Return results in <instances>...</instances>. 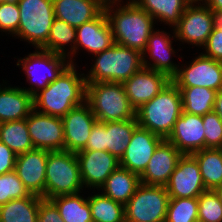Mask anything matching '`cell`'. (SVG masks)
Masks as SVG:
<instances>
[{
    "label": "cell",
    "instance_id": "obj_1",
    "mask_svg": "<svg viewBox=\"0 0 222 222\" xmlns=\"http://www.w3.org/2000/svg\"><path fill=\"white\" fill-rule=\"evenodd\" d=\"M70 64L60 76L33 96V109L39 113L63 117L86 101L85 74Z\"/></svg>",
    "mask_w": 222,
    "mask_h": 222
},
{
    "label": "cell",
    "instance_id": "obj_2",
    "mask_svg": "<svg viewBox=\"0 0 222 222\" xmlns=\"http://www.w3.org/2000/svg\"><path fill=\"white\" fill-rule=\"evenodd\" d=\"M128 1L126 5L124 3L105 5L104 11L112 29L114 43L142 53L156 23L134 1Z\"/></svg>",
    "mask_w": 222,
    "mask_h": 222
},
{
    "label": "cell",
    "instance_id": "obj_3",
    "mask_svg": "<svg viewBox=\"0 0 222 222\" xmlns=\"http://www.w3.org/2000/svg\"><path fill=\"white\" fill-rule=\"evenodd\" d=\"M183 111L179 88L170 81L149 102L136 109L138 126L167 139Z\"/></svg>",
    "mask_w": 222,
    "mask_h": 222
},
{
    "label": "cell",
    "instance_id": "obj_4",
    "mask_svg": "<svg viewBox=\"0 0 222 222\" xmlns=\"http://www.w3.org/2000/svg\"><path fill=\"white\" fill-rule=\"evenodd\" d=\"M92 57L95 61L85 74L86 82L123 83L143 67L140 51L116 43Z\"/></svg>",
    "mask_w": 222,
    "mask_h": 222
},
{
    "label": "cell",
    "instance_id": "obj_5",
    "mask_svg": "<svg viewBox=\"0 0 222 222\" xmlns=\"http://www.w3.org/2000/svg\"><path fill=\"white\" fill-rule=\"evenodd\" d=\"M86 102L99 122L136 118L122 83L86 82Z\"/></svg>",
    "mask_w": 222,
    "mask_h": 222
},
{
    "label": "cell",
    "instance_id": "obj_6",
    "mask_svg": "<svg viewBox=\"0 0 222 222\" xmlns=\"http://www.w3.org/2000/svg\"><path fill=\"white\" fill-rule=\"evenodd\" d=\"M80 166L75 153L48 152L46 162L45 199L83 191Z\"/></svg>",
    "mask_w": 222,
    "mask_h": 222
},
{
    "label": "cell",
    "instance_id": "obj_7",
    "mask_svg": "<svg viewBox=\"0 0 222 222\" xmlns=\"http://www.w3.org/2000/svg\"><path fill=\"white\" fill-rule=\"evenodd\" d=\"M20 10L17 38L32 44L35 49L47 42L55 13L53 0H17Z\"/></svg>",
    "mask_w": 222,
    "mask_h": 222
},
{
    "label": "cell",
    "instance_id": "obj_8",
    "mask_svg": "<svg viewBox=\"0 0 222 222\" xmlns=\"http://www.w3.org/2000/svg\"><path fill=\"white\" fill-rule=\"evenodd\" d=\"M27 57L19 58L16 66L24 71L30 88L22 89L32 97L40 90L47 87L51 82L57 79L60 74L71 64L66 56L43 50L35 49ZM43 68V69H42Z\"/></svg>",
    "mask_w": 222,
    "mask_h": 222
},
{
    "label": "cell",
    "instance_id": "obj_9",
    "mask_svg": "<svg viewBox=\"0 0 222 222\" xmlns=\"http://www.w3.org/2000/svg\"><path fill=\"white\" fill-rule=\"evenodd\" d=\"M169 200L166 186L141 183L124 205L125 222H165Z\"/></svg>",
    "mask_w": 222,
    "mask_h": 222
},
{
    "label": "cell",
    "instance_id": "obj_10",
    "mask_svg": "<svg viewBox=\"0 0 222 222\" xmlns=\"http://www.w3.org/2000/svg\"><path fill=\"white\" fill-rule=\"evenodd\" d=\"M177 87H206L215 91L222 89V62L200 53L188 66L181 64L171 79Z\"/></svg>",
    "mask_w": 222,
    "mask_h": 222
},
{
    "label": "cell",
    "instance_id": "obj_11",
    "mask_svg": "<svg viewBox=\"0 0 222 222\" xmlns=\"http://www.w3.org/2000/svg\"><path fill=\"white\" fill-rule=\"evenodd\" d=\"M176 40L203 47L213 30L211 9L206 5H188L174 27Z\"/></svg>",
    "mask_w": 222,
    "mask_h": 222
},
{
    "label": "cell",
    "instance_id": "obj_12",
    "mask_svg": "<svg viewBox=\"0 0 222 222\" xmlns=\"http://www.w3.org/2000/svg\"><path fill=\"white\" fill-rule=\"evenodd\" d=\"M29 135L34 149L64 150V127L61 117L39 113L34 109L26 118Z\"/></svg>",
    "mask_w": 222,
    "mask_h": 222
},
{
    "label": "cell",
    "instance_id": "obj_13",
    "mask_svg": "<svg viewBox=\"0 0 222 222\" xmlns=\"http://www.w3.org/2000/svg\"><path fill=\"white\" fill-rule=\"evenodd\" d=\"M170 198H198L207 189L198 162L192 155L183 154L166 185Z\"/></svg>",
    "mask_w": 222,
    "mask_h": 222
},
{
    "label": "cell",
    "instance_id": "obj_14",
    "mask_svg": "<svg viewBox=\"0 0 222 222\" xmlns=\"http://www.w3.org/2000/svg\"><path fill=\"white\" fill-rule=\"evenodd\" d=\"M172 31L173 35L164 30L154 29L148 38L145 50L142 52L143 67L164 73L170 79L177 74L180 66L172 61V55L175 56L176 53L172 47V40L176 39L174 28Z\"/></svg>",
    "mask_w": 222,
    "mask_h": 222
},
{
    "label": "cell",
    "instance_id": "obj_15",
    "mask_svg": "<svg viewBox=\"0 0 222 222\" xmlns=\"http://www.w3.org/2000/svg\"><path fill=\"white\" fill-rule=\"evenodd\" d=\"M64 150L77 153L83 150L88 142L92 127L97 118L92 113L89 104H83L72 108L63 117Z\"/></svg>",
    "mask_w": 222,
    "mask_h": 222
},
{
    "label": "cell",
    "instance_id": "obj_16",
    "mask_svg": "<svg viewBox=\"0 0 222 222\" xmlns=\"http://www.w3.org/2000/svg\"><path fill=\"white\" fill-rule=\"evenodd\" d=\"M75 154L83 187L91 190H99L110 174L120 166V160L108 151H79Z\"/></svg>",
    "mask_w": 222,
    "mask_h": 222
},
{
    "label": "cell",
    "instance_id": "obj_17",
    "mask_svg": "<svg viewBox=\"0 0 222 222\" xmlns=\"http://www.w3.org/2000/svg\"><path fill=\"white\" fill-rule=\"evenodd\" d=\"M162 140V137L148 129L137 126L134 129L128 147L120 159V166L141 176Z\"/></svg>",
    "mask_w": 222,
    "mask_h": 222
},
{
    "label": "cell",
    "instance_id": "obj_18",
    "mask_svg": "<svg viewBox=\"0 0 222 222\" xmlns=\"http://www.w3.org/2000/svg\"><path fill=\"white\" fill-rule=\"evenodd\" d=\"M48 152L47 150L33 149L26 153L18 154L14 169L28 192L40 196L43 199H45Z\"/></svg>",
    "mask_w": 222,
    "mask_h": 222
},
{
    "label": "cell",
    "instance_id": "obj_19",
    "mask_svg": "<svg viewBox=\"0 0 222 222\" xmlns=\"http://www.w3.org/2000/svg\"><path fill=\"white\" fill-rule=\"evenodd\" d=\"M170 81L166 74L142 67L122 85L130 104L136 110L155 97Z\"/></svg>",
    "mask_w": 222,
    "mask_h": 222
},
{
    "label": "cell",
    "instance_id": "obj_20",
    "mask_svg": "<svg viewBox=\"0 0 222 222\" xmlns=\"http://www.w3.org/2000/svg\"><path fill=\"white\" fill-rule=\"evenodd\" d=\"M203 116L182 111L167 140L182 154L191 155L205 148Z\"/></svg>",
    "mask_w": 222,
    "mask_h": 222
},
{
    "label": "cell",
    "instance_id": "obj_21",
    "mask_svg": "<svg viewBox=\"0 0 222 222\" xmlns=\"http://www.w3.org/2000/svg\"><path fill=\"white\" fill-rule=\"evenodd\" d=\"M182 153L167 139L155 149L148 165L140 176L142 184L166 186Z\"/></svg>",
    "mask_w": 222,
    "mask_h": 222
},
{
    "label": "cell",
    "instance_id": "obj_22",
    "mask_svg": "<svg viewBox=\"0 0 222 222\" xmlns=\"http://www.w3.org/2000/svg\"><path fill=\"white\" fill-rule=\"evenodd\" d=\"M114 44L112 29L105 11L97 18L76 28L75 55L83 48L92 55L101 53Z\"/></svg>",
    "mask_w": 222,
    "mask_h": 222
},
{
    "label": "cell",
    "instance_id": "obj_23",
    "mask_svg": "<svg viewBox=\"0 0 222 222\" xmlns=\"http://www.w3.org/2000/svg\"><path fill=\"white\" fill-rule=\"evenodd\" d=\"M55 17L75 28L97 18L104 5L99 0H53Z\"/></svg>",
    "mask_w": 222,
    "mask_h": 222
},
{
    "label": "cell",
    "instance_id": "obj_24",
    "mask_svg": "<svg viewBox=\"0 0 222 222\" xmlns=\"http://www.w3.org/2000/svg\"><path fill=\"white\" fill-rule=\"evenodd\" d=\"M3 85L0 84V123L26 119L33 110V97L20 86Z\"/></svg>",
    "mask_w": 222,
    "mask_h": 222
},
{
    "label": "cell",
    "instance_id": "obj_25",
    "mask_svg": "<svg viewBox=\"0 0 222 222\" xmlns=\"http://www.w3.org/2000/svg\"><path fill=\"white\" fill-rule=\"evenodd\" d=\"M141 184L140 176L119 166L106 179L98 191L112 200L125 205Z\"/></svg>",
    "mask_w": 222,
    "mask_h": 222
},
{
    "label": "cell",
    "instance_id": "obj_26",
    "mask_svg": "<svg viewBox=\"0 0 222 222\" xmlns=\"http://www.w3.org/2000/svg\"><path fill=\"white\" fill-rule=\"evenodd\" d=\"M75 44L76 28L55 17L47 42L41 49L66 56L71 64L77 65L73 58L75 57ZM66 45L70 47V51L66 49Z\"/></svg>",
    "mask_w": 222,
    "mask_h": 222
},
{
    "label": "cell",
    "instance_id": "obj_27",
    "mask_svg": "<svg viewBox=\"0 0 222 222\" xmlns=\"http://www.w3.org/2000/svg\"><path fill=\"white\" fill-rule=\"evenodd\" d=\"M42 200V197L34 194L10 200L0 206V222H38V209Z\"/></svg>",
    "mask_w": 222,
    "mask_h": 222
},
{
    "label": "cell",
    "instance_id": "obj_28",
    "mask_svg": "<svg viewBox=\"0 0 222 222\" xmlns=\"http://www.w3.org/2000/svg\"><path fill=\"white\" fill-rule=\"evenodd\" d=\"M144 9L155 22L174 28L188 6L183 0H131Z\"/></svg>",
    "mask_w": 222,
    "mask_h": 222
},
{
    "label": "cell",
    "instance_id": "obj_29",
    "mask_svg": "<svg viewBox=\"0 0 222 222\" xmlns=\"http://www.w3.org/2000/svg\"><path fill=\"white\" fill-rule=\"evenodd\" d=\"M198 162L207 190L222 186V148H204L191 154Z\"/></svg>",
    "mask_w": 222,
    "mask_h": 222
},
{
    "label": "cell",
    "instance_id": "obj_30",
    "mask_svg": "<svg viewBox=\"0 0 222 222\" xmlns=\"http://www.w3.org/2000/svg\"><path fill=\"white\" fill-rule=\"evenodd\" d=\"M137 126L136 118L105 122V151H108L120 160Z\"/></svg>",
    "mask_w": 222,
    "mask_h": 222
},
{
    "label": "cell",
    "instance_id": "obj_31",
    "mask_svg": "<svg viewBox=\"0 0 222 222\" xmlns=\"http://www.w3.org/2000/svg\"><path fill=\"white\" fill-rule=\"evenodd\" d=\"M80 193L49 199L57 207L63 222H93L87 197H82Z\"/></svg>",
    "mask_w": 222,
    "mask_h": 222
},
{
    "label": "cell",
    "instance_id": "obj_32",
    "mask_svg": "<svg viewBox=\"0 0 222 222\" xmlns=\"http://www.w3.org/2000/svg\"><path fill=\"white\" fill-rule=\"evenodd\" d=\"M178 88L181 91L184 112L203 116L214 110L218 91L197 86Z\"/></svg>",
    "mask_w": 222,
    "mask_h": 222
},
{
    "label": "cell",
    "instance_id": "obj_33",
    "mask_svg": "<svg viewBox=\"0 0 222 222\" xmlns=\"http://www.w3.org/2000/svg\"><path fill=\"white\" fill-rule=\"evenodd\" d=\"M0 142L9 147L16 155L34 149L26 119L0 123Z\"/></svg>",
    "mask_w": 222,
    "mask_h": 222
},
{
    "label": "cell",
    "instance_id": "obj_34",
    "mask_svg": "<svg viewBox=\"0 0 222 222\" xmlns=\"http://www.w3.org/2000/svg\"><path fill=\"white\" fill-rule=\"evenodd\" d=\"M88 196L93 222H125L124 205L100 194Z\"/></svg>",
    "mask_w": 222,
    "mask_h": 222
},
{
    "label": "cell",
    "instance_id": "obj_35",
    "mask_svg": "<svg viewBox=\"0 0 222 222\" xmlns=\"http://www.w3.org/2000/svg\"><path fill=\"white\" fill-rule=\"evenodd\" d=\"M198 198H170L165 222H197Z\"/></svg>",
    "mask_w": 222,
    "mask_h": 222
},
{
    "label": "cell",
    "instance_id": "obj_36",
    "mask_svg": "<svg viewBox=\"0 0 222 222\" xmlns=\"http://www.w3.org/2000/svg\"><path fill=\"white\" fill-rule=\"evenodd\" d=\"M198 221L222 222V204L214 190H206L198 197Z\"/></svg>",
    "mask_w": 222,
    "mask_h": 222
},
{
    "label": "cell",
    "instance_id": "obj_37",
    "mask_svg": "<svg viewBox=\"0 0 222 222\" xmlns=\"http://www.w3.org/2000/svg\"><path fill=\"white\" fill-rule=\"evenodd\" d=\"M29 195L30 193L15 171L0 175V206L10 200L28 197Z\"/></svg>",
    "mask_w": 222,
    "mask_h": 222
},
{
    "label": "cell",
    "instance_id": "obj_38",
    "mask_svg": "<svg viewBox=\"0 0 222 222\" xmlns=\"http://www.w3.org/2000/svg\"><path fill=\"white\" fill-rule=\"evenodd\" d=\"M205 148H222V120L213 110L203 115Z\"/></svg>",
    "mask_w": 222,
    "mask_h": 222
},
{
    "label": "cell",
    "instance_id": "obj_39",
    "mask_svg": "<svg viewBox=\"0 0 222 222\" xmlns=\"http://www.w3.org/2000/svg\"><path fill=\"white\" fill-rule=\"evenodd\" d=\"M19 13L17 0H10L0 4V32L15 35L20 21Z\"/></svg>",
    "mask_w": 222,
    "mask_h": 222
},
{
    "label": "cell",
    "instance_id": "obj_40",
    "mask_svg": "<svg viewBox=\"0 0 222 222\" xmlns=\"http://www.w3.org/2000/svg\"><path fill=\"white\" fill-rule=\"evenodd\" d=\"M201 49H205V52H201L203 55L222 62V29H213L207 42Z\"/></svg>",
    "mask_w": 222,
    "mask_h": 222
},
{
    "label": "cell",
    "instance_id": "obj_41",
    "mask_svg": "<svg viewBox=\"0 0 222 222\" xmlns=\"http://www.w3.org/2000/svg\"><path fill=\"white\" fill-rule=\"evenodd\" d=\"M105 151V122L96 121L85 148L81 151Z\"/></svg>",
    "mask_w": 222,
    "mask_h": 222
},
{
    "label": "cell",
    "instance_id": "obj_42",
    "mask_svg": "<svg viewBox=\"0 0 222 222\" xmlns=\"http://www.w3.org/2000/svg\"><path fill=\"white\" fill-rule=\"evenodd\" d=\"M38 222H63L57 207L48 199L39 204Z\"/></svg>",
    "mask_w": 222,
    "mask_h": 222
},
{
    "label": "cell",
    "instance_id": "obj_43",
    "mask_svg": "<svg viewBox=\"0 0 222 222\" xmlns=\"http://www.w3.org/2000/svg\"><path fill=\"white\" fill-rule=\"evenodd\" d=\"M17 155L0 142V175L14 171Z\"/></svg>",
    "mask_w": 222,
    "mask_h": 222
},
{
    "label": "cell",
    "instance_id": "obj_44",
    "mask_svg": "<svg viewBox=\"0 0 222 222\" xmlns=\"http://www.w3.org/2000/svg\"><path fill=\"white\" fill-rule=\"evenodd\" d=\"M211 16L213 22V29L221 30L222 29V10L211 9Z\"/></svg>",
    "mask_w": 222,
    "mask_h": 222
},
{
    "label": "cell",
    "instance_id": "obj_45",
    "mask_svg": "<svg viewBox=\"0 0 222 222\" xmlns=\"http://www.w3.org/2000/svg\"><path fill=\"white\" fill-rule=\"evenodd\" d=\"M214 111L217 113V115L222 120V89H220L217 92L216 100H215V105H214Z\"/></svg>",
    "mask_w": 222,
    "mask_h": 222
},
{
    "label": "cell",
    "instance_id": "obj_46",
    "mask_svg": "<svg viewBox=\"0 0 222 222\" xmlns=\"http://www.w3.org/2000/svg\"><path fill=\"white\" fill-rule=\"evenodd\" d=\"M206 5L210 9L222 10V0H208Z\"/></svg>",
    "mask_w": 222,
    "mask_h": 222
},
{
    "label": "cell",
    "instance_id": "obj_47",
    "mask_svg": "<svg viewBox=\"0 0 222 222\" xmlns=\"http://www.w3.org/2000/svg\"><path fill=\"white\" fill-rule=\"evenodd\" d=\"M183 1L187 5H203V4H206L208 0H183Z\"/></svg>",
    "mask_w": 222,
    "mask_h": 222
},
{
    "label": "cell",
    "instance_id": "obj_48",
    "mask_svg": "<svg viewBox=\"0 0 222 222\" xmlns=\"http://www.w3.org/2000/svg\"><path fill=\"white\" fill-rule=\"evenodd\" d=\"M104 6L108 4L123 3V0H99Z\"/></svg>",
    "mask_w": 222,
    "mask_h": 222
},
{
    "label": "cell",
    "instance_id": "obj_49",
    "mask_svg": "<svg viewBox=\"0 0 222 222\" xmlns=\"http://www.w3.org/2000/svg\"><path fill=\"white\" fill-rule=\"evenodd\" d=\"M214 191L218 195L220 203L222 204V186L215 188Z\"/></svg>",
    "mask_w": 222,
    "mask_h": 222
},
{
    "label": "cell",
    "instance_id": "obj_50",
    "mask_svg": "<svg viewBox=\"0 0 222 222\" xmlns=\"http://www.w3.org/2000/svg\"><path fill=\"white\" fill-rule=\"evenodd\" d=\"M10 0H0V4L4 3V2H8Z\"/></svg>",
    "mask_w": 222,
    "mask_h": 222
}]
</instances>
